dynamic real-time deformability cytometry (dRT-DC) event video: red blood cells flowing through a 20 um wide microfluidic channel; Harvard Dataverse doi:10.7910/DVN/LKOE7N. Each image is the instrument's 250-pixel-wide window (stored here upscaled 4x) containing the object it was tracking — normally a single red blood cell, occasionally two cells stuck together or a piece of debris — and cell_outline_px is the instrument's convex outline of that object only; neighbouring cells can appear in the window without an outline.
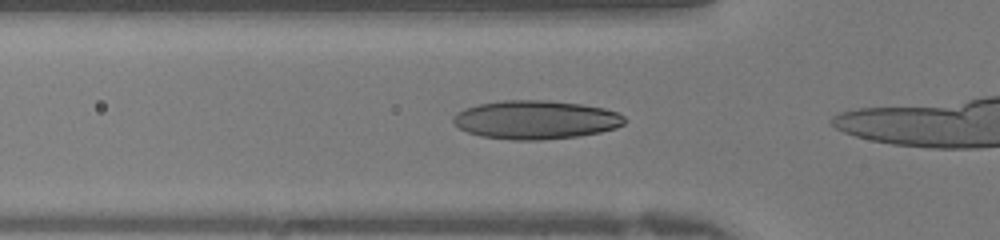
{"species": "human", "species_latin": "Homo sapiens", "temperature_condition": "warm", "stored_images_in_passage": 12, "camera_frame_rate_fps": 3000, "um_per_image_px": 0.085, "donor": {"sex": "female"}, "frame": {"image": 1, "passage_image": 8, "time_ms": 2.333, "image_size_px": [1000, 240], "cell_outline_px": [[628, 120], [624, 124], [616, 128], [600, 132], [576, 136], [540, 140], [512, 140], [480, 136], [468, 132], [460, 128], [452, 120], [452, 116], [456, 112], [464, 108], [480, 104], [504, 100], [548, 100], [580, 104], [604, 108], [616, 112], [624, 116]], "centroid_in_image_um": [45.53, 10.18], "position_along_channel_um": 80.3, "area_um2": 38.61}}
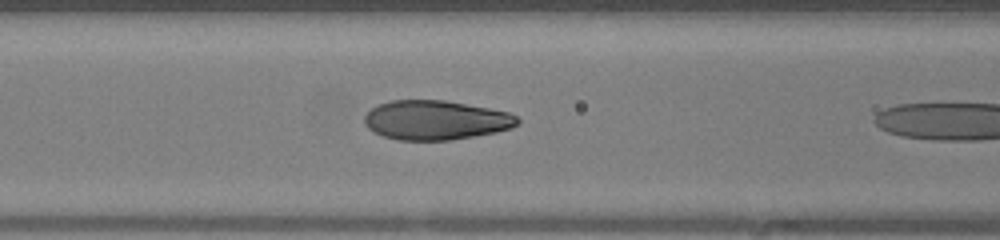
{"frame": {"image": 2, "passage_image": 11, "time_ms": 3.333, "image_size_px": [1000, 240], "cell_outline_px": [[520, 120], [512, 128], [496, 132], [452, 140], [396, 140], [372, 132], [364, 124], [364, 116], [376, 104], [392, 100], [444, 100], [488, 108], [508, 112], [516, 116]], "centroid_in_image_um": [37.0, 10.21], "position_along_channel_um": 129.6, "area_um2": 35.2}}